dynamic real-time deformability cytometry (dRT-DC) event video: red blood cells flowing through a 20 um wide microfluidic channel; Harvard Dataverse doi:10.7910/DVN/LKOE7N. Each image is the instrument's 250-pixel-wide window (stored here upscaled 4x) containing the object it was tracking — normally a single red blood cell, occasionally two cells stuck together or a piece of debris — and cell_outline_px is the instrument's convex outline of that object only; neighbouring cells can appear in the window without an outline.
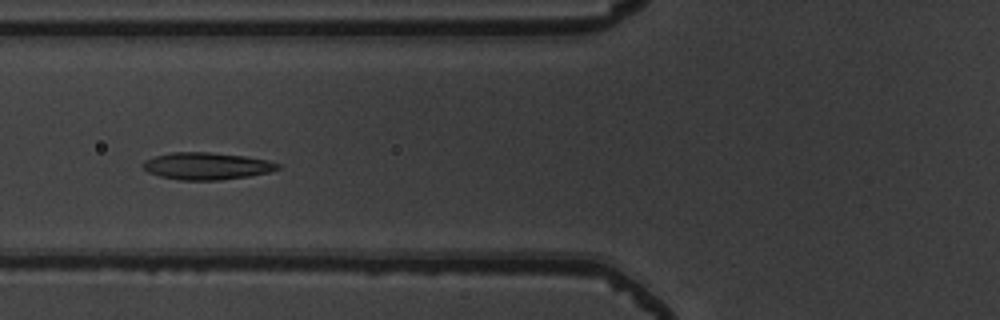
{"species": "common noctule bat (a hibernating species)", "species_latin": "Nyctalus noctula", "temperature_condition": "warm", "stored_images_in_passage": 9, "camera_frame_rate_fps": 3000, "um_per_image_px": 0.085, "animal": {"sex": "male", "body_mass_g": 19.5, "forearm_length_mm": 54.6}, "frame": {"image": 1, "passage_image": 7, "time_ms": 2.0, "image_size_px": [1000, 320], "cell_outline_px": [[280, 168], [268, 172], [248, 176], [220, 180], [180, 180], [160, 176], [148, 172], [140, 164], [144, 160], [156, 156], [172, 152], [212, 152], [244, 156], [268, 160], [280, 164]], "centroid_in_image_um": [17.55, 14.11], "position_along_channel_um": 108.3, "area_um2": 21.27}}
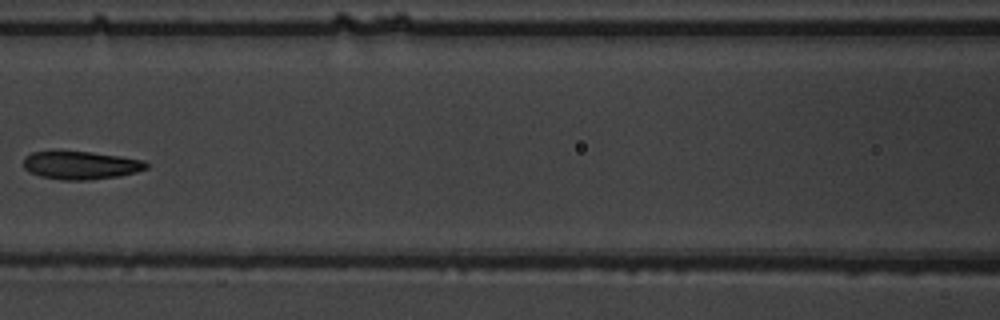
{"frame": {"image": 2, "passage_image": 8, "time_ms": 2.333, "image_size_px": [1000, 320], "cell_outline_px": [[148, 168], [136, 172], [120, 176], [88, 180], [60, 180], [40, 176], [28, 172], [24, 168], [24, 156], [32, 152], [92, 152], [120, 156], [144, 160], [148, 164]], "centroid_in_image_um": [6.87, 14.06], "position_along_channel_um": 159.7, "area_um2": 20.11}}
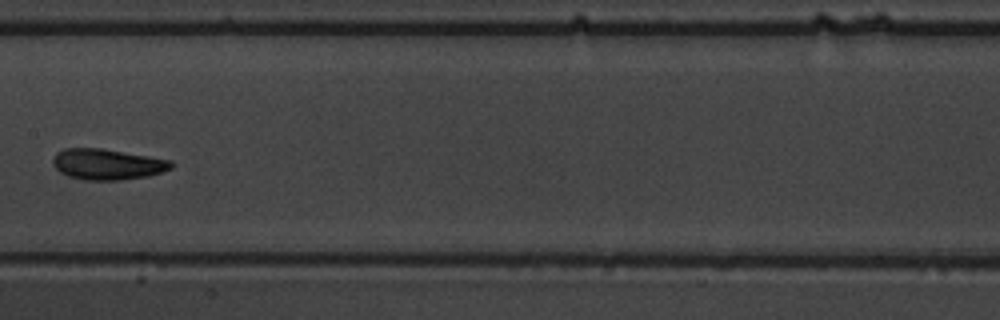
{"frame": {"image": 3, "passage_image": 9, "time_ms": 2.667, "image_size_px": [1000, 320], "cell_outline_px": [[172, 168], [148, 176], [120, 180], [84, 180], [68, 176], [60, 172], [52, 164], [52, 160], [56, 152], [64, 148], [100, 148], [172, 160]], "centroid_in_image_um": [9.09, 13.96], "position_along_channel_um": 198.3, "area_um2": 21.21}}